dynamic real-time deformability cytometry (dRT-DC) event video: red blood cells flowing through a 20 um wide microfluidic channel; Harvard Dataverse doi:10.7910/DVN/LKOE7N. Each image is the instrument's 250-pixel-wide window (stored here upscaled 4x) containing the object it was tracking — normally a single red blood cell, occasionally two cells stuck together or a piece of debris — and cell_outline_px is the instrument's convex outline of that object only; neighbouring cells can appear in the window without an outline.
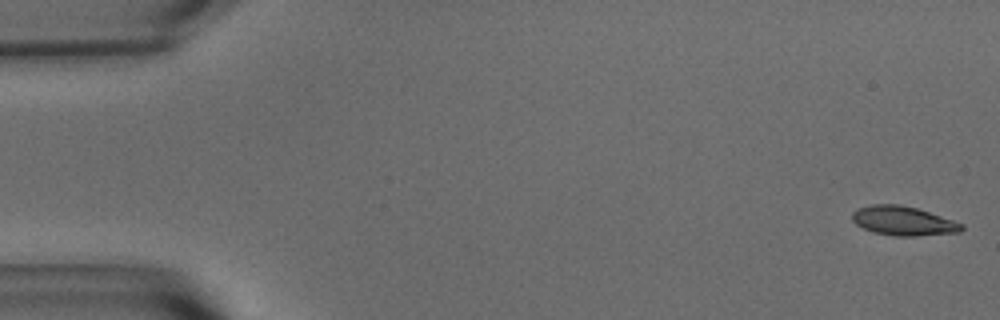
{"species": "common noctule bat (a hibernating species)", "species_latin": "Nyctalus noctula", "temperature_condition": "warm", "stored_images_in_passage": 56, "camera_frame_rate_fps": 3000, "um_per_image_px": 0.085, "animal": {"sex": "male", "body_mass_g": 15.6}, "frame": {"image": 1, "passage_image": 1, "time_ms": 0.0, "image_size_px": [1000, 320], "cell_outline_px": [[964, 228], [960, 232], [912, 236], [896, 236], [876, 232], [864, 228], [856, 224], [852, 220], [852, 212], [856, 208], [872, 204], [900, 204], [916, 208], [964, 224]], "centroid_in_image_um": [76.75, 18.76], "position_along_channel_um": 8.2, "area_um2": 18.44}}
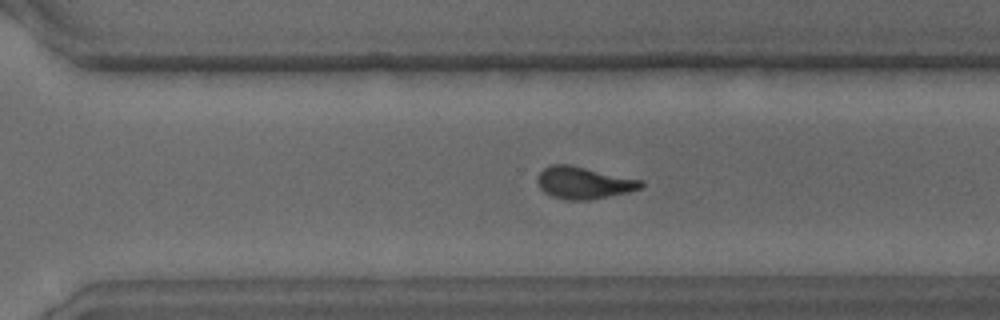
{"frame": {"image": 2, "passage_image": 38, "time_ms": 12.333, "image_size_px": [1000, 320], "cell_outline_px": [[644, 184], [640, 188], [628, 192], [588, 200], [568, 200], [552, 196], [544, 192], [540, 188], [536, 180], [540, 172], [544, 168], [552, 164], [568, 164], [644, 180]], "centroid_in_image_um": [49.61, 15.53], "position_along_channel_um": 321.0, "area_um2": 19.31}}
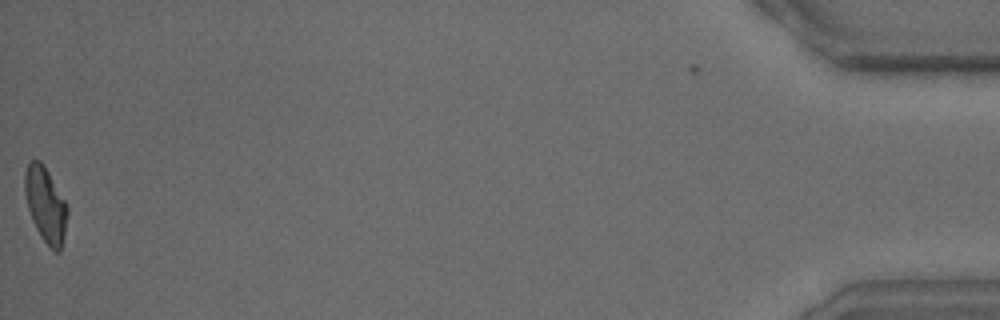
{"frame": {"image": 3, "passage_image": 55, "time_ms": 18.0, "image_size_px": [1000, 320], "cell_outline_px": [[68, 216], [60, 252], [56, 252], [40, 236], [32, 220], [28, 208], [24, 192], [24, 172], [28, 164], [32, 160], [40, 160], [48, 172], [68, 204]], "centroid_in_image_um": [3.88, 17.38], "position_along_channel_um": 431.3, "area_um2": 18.61}, "authors_computed_cell_mechanics": {"area_um2": 19.1896, "velocity_mm_per_s": 3.6705, "shape_relaxation_time_tau1_ms": 4.7391, "shape_relaxation_time_tau2_ms": 1.8433, "deformation_change_tau1": 0.1778, "deformation_change_tau2": 0.0892}}